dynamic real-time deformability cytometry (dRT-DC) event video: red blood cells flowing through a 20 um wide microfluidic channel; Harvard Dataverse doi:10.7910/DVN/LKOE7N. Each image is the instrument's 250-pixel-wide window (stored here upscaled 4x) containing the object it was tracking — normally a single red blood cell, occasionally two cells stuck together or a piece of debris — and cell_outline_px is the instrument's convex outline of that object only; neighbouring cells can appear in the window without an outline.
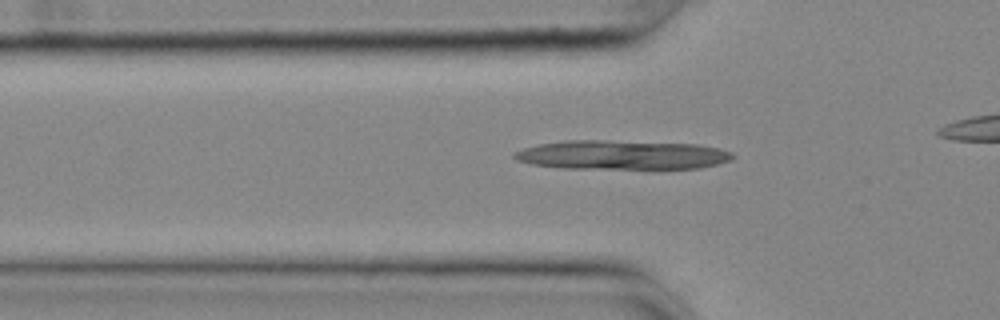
{"species": "common noctule bat (a hibernating species)", "species_latin": "Nyctalus noctula", "temperature_condition": "cold", "stored_images_in_passage": 33, "camera_frame_rate_fps": 3000, "um_per_image_px": 0.085, "animal": {"sex": "female", "body_mass_g": 25.1}, "frame": {"image": 1, "passage_image": 6, "time_ms": 1.667, "image_size_px": [1000, 320], "cell_outline_px": [[736, 156], [732, 160], [700, 168], [564, 168], [532, 164], [516, 160], [512, 156], [512, 152], [524, 148], [540, 144], [564, 140], [604, 140], [696, 144], [716, 148], [732, 152]], "centroid_in_image_um": [52.84, 13.16], "position_along_channel_um": 73.0, "area_um2": 36.99}}
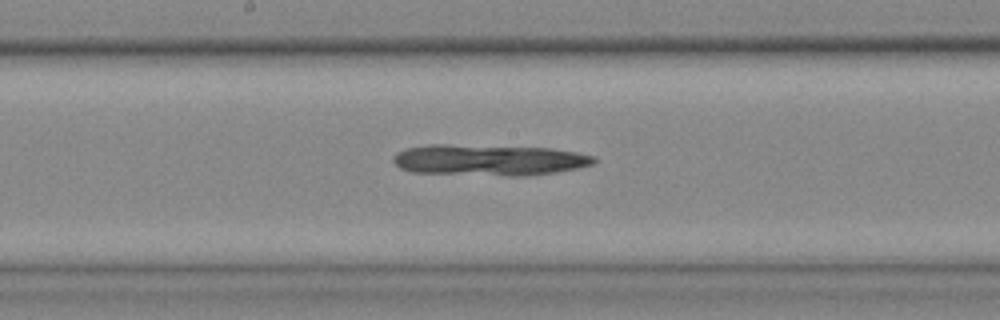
{"frame": {"image": 2, "passage_image": 17, "time_ms": 5.333, "image_size_px": [1000, 320], "cell_outline_px": [[596, 164], [580, 168], [556, 172], [528, 176], [508, 176], [412, 172], [400, 168], [392, 160], [392, 156], [396, 152], [408, 148], [432, 144], [444, 144], [552, 148], [576, 152], [596, 156]], "centroid_in_image_um": [41.61, 13.6], "position_along_channel_um": 206.6, "area_um2": 36.76}}
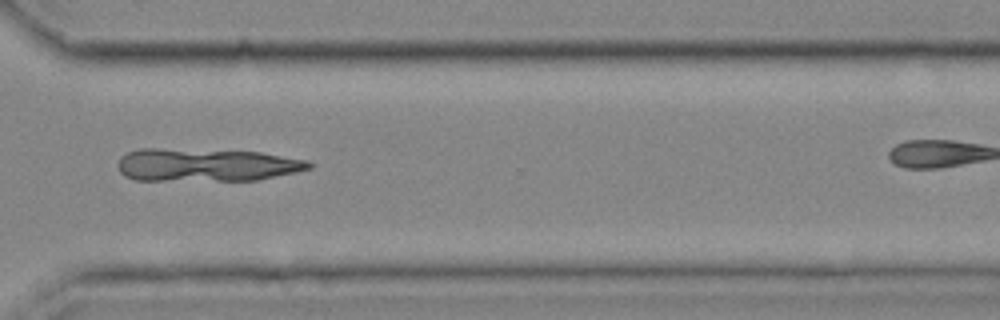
{"frame": {"image": 3, "passage_image": 29, "time_ms": 9.333, "image_size_px": [1000, 320], "cell_outline_px": [[312, 168], [296, 172], [256, 180], [136, 180], [124, 176], [120, 172], [116, 164], [120, 156], [128, 152], [140, 148], [156, 148], [260, 152], [308, 160], [312, 164]], "centroid_in_image_um": [17.49, 14.01], "position_along_channel_um": 353.1, "area_um2": 36.76}}